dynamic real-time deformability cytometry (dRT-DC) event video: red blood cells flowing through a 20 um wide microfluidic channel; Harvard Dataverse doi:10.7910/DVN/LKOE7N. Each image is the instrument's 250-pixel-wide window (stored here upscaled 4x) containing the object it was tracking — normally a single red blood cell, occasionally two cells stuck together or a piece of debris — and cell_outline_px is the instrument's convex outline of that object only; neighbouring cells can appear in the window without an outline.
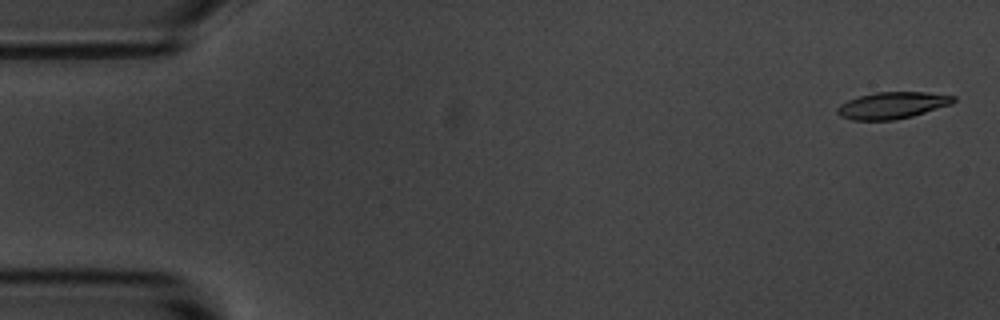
{"species": "common noctule bat (a hibernating species)", "species_latin": "Nyctalus noctula", "temperature_condition": "room temperature", "stored_images_in_passage": 56, "camera_frame_rate_fps": 3000, "um_per_image_px": 0.085, "animal": {"sex": "male", "body_mass_g": 20.1, "forearm_length_mm": 53.5}, "frame": {"image": 1, "passage_image": 2, "time_ms": 0.333, "image_size_px": [1000, 320], "cell_outline_px": [[956, 100], [952, 104], [912, 116], [892, 120], [852, 120], [840, 116], [836, 112], [836, 108], [840, 104], [848, 100], [860, 96], [876, 92], [924, 92], [956, 96]], "centroid_in_image_um": [75.83, 8.95], "position_along_channel_um": 9.2, "area_um2": 18.03}}
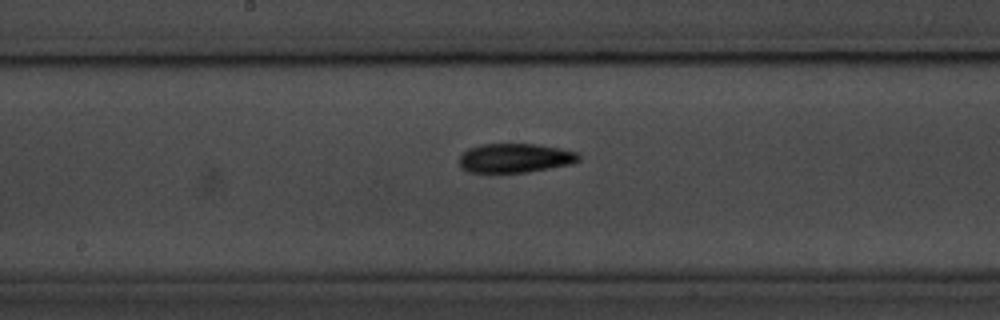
{"frame": {"image": 2, "passage_image": 29, "time_ms": 9.333, "image_size_px": [1000, 320], "cell_outline_px": [[580, 160], [572, 164], [528, 172], [468, 172], [460, 168], [460, 156], [468, 148], [480, 144], [536, 144], [560, 148], [576, 152], [580, 156]], "centroid_in_image_um": [43.78, 13.43], "position_along_channel_um": 204.4, "area_um2": 20.35}}
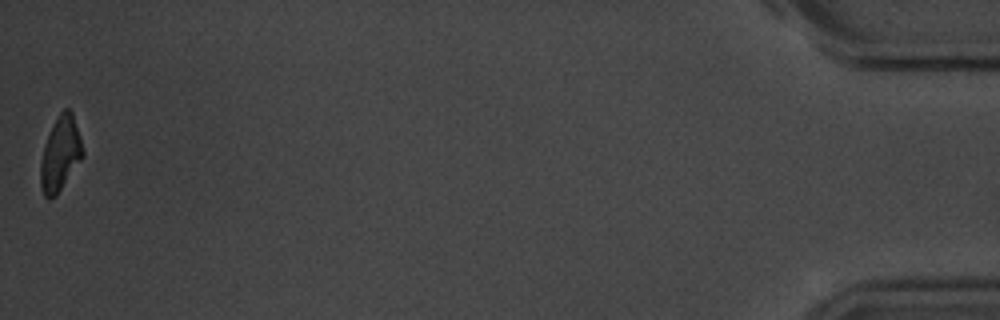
{"frame": {"image": 3, "passage_image": 56, "time_ms": 18.333, "image_size_px": [1000, 320], "cell_outline_px": [[84, 156], [56, 196], [48, 200], [44, 196], [40, 184], [40, 160], [44, 144], [56, 116], [64, 108], [68, 108], [72, 112], [80, 136], [84, 152]], "centroid_in_image_um": [5.12, 13.08], "position_along_channel_um": 430.1, "area_um2": 18.5}, "authors_computed_cell_mechanics": {"area_um2": 19.1896, "velocity_mm_per_s": 3.5832, "shape_relaxation_time_tau1_ms": 4.1841, "shape_relaxation_time_tau2_ms": null, "deformation_change_tau1": 0.1699, "deformation_change_tau2": null}}